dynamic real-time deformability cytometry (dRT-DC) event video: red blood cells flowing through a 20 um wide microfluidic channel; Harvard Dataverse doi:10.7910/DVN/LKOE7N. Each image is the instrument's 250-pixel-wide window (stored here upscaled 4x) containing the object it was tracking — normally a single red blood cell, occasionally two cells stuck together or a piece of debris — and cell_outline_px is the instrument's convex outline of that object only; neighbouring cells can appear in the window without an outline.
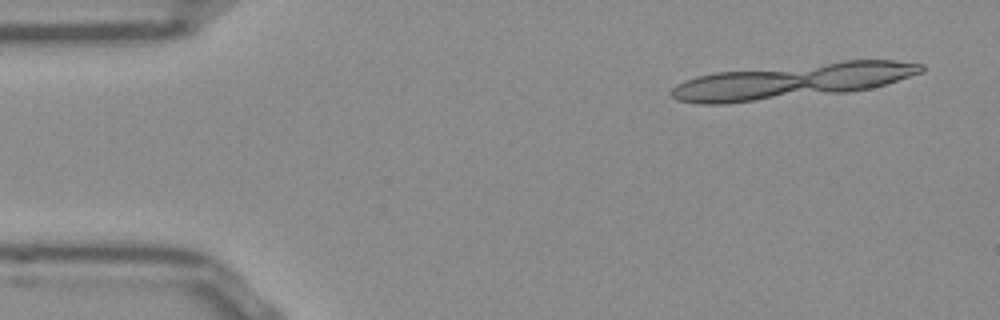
{"species": "Egyptian fruit bat (a non-hibernating species)", "species_latin": "Rousettus aegyptiacus", "temperature_condition": "room temperature", "stored_images_in_passage": 18, "segment_of_instrument_passage": [2, 2], "camera_frame_rate_fps": 3000, "um_per_image_px": 0.085, "frame": {"image": 1, "passage_image": 3, "time_ms": 0.667, "image_size_px": [1000, 320], "cell_outline_px": [[812, 84], [764, 96], [744, 100], [692, 100], [708, 76], [728, 72], [772, 72], [792, 76], [804, 80]], "centroid_in_image_um": [63.43, 7.28], "position_along_channel_um": 21.6, "area_um2": 16.99}}
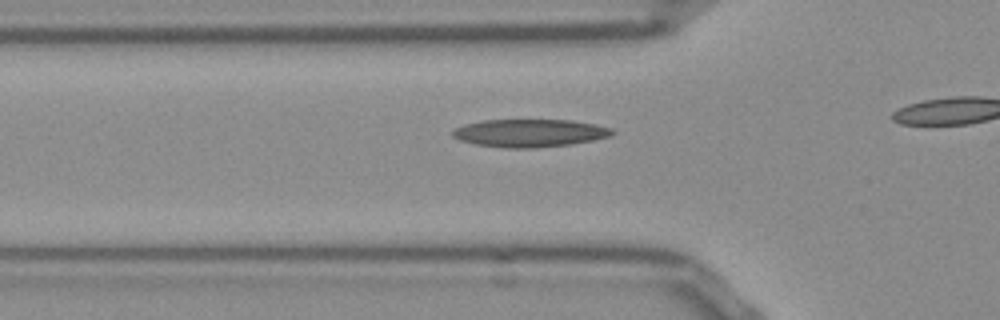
{"frame": {"image": 2, "passage_image": 13, "time_ms": 4.0, "image_size_px": [1000, 320], "cell_outline_px": [[608, 132], [596, 136], [580, 140], [556, 144], [492, 144], [472, 140], [472, 136], [480, 124], [504, 120], [548, 120], [580, 124], [596, 128]], "centroid_in_image_um": [45.31, 11.25], "position_along_channel_um": 80.5, "area_um2": 18.44}}
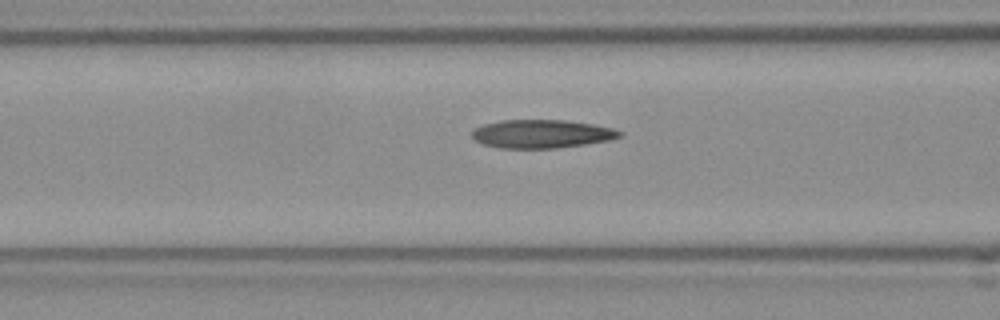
{"frame": {"image": 3, "passage_image": 16, "time_ms": 5.0, "image_size_px": [1000, 320], "cell_outline_px": [[616, 132], [612, 136], [596, 140], [568, 144], [496, 144], [484, 140], [476, 136], [476, 132], [500, 124], [540, 120], [580, 124], [600, 128]], "centroid_in_image_um": [46.1, 11.32], "position_along_channel_um": 120.5, "area_um2": 17.8}}